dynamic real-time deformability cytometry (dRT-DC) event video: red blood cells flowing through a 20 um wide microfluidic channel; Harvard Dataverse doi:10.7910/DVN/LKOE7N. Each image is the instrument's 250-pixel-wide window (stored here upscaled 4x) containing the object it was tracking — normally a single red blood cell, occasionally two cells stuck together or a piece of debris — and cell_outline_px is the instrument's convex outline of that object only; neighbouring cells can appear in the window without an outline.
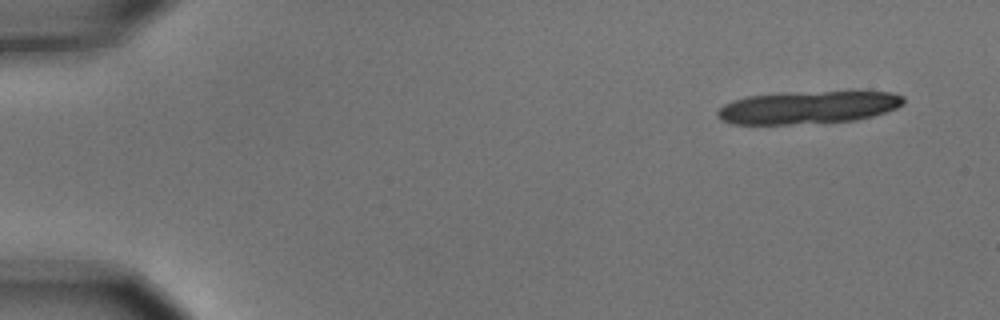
{"species": "common noctule bat (a hibernating species)", "species_latin": "Nyctalus noctula", "temperature_condition": "cold", "stored_images_in_passage": 6, "camera_frame_rate_fps": 3000, "um_per_image_px": 0.085, "animal": {"sex": "male", "body_mass_g": 15.6}, "frame": {"image": 1, "passage_image": 1, "time_ms": 0.0, "image_size_px": [1000, 320], "cell_outline_px": [[904, 104], [896, 108], [872, 116], [856, 120], [788, 124], [732, 124], [720, 120], [716, 116], [716, 112], [724, 104], [732, 100], [748, 96], [784, 92], [892, 92], [904, 96]], "centroid_in_image_um": [68.63, 9.12], "position_along_channel_um": 16.4, "area_um2": 35.43}}
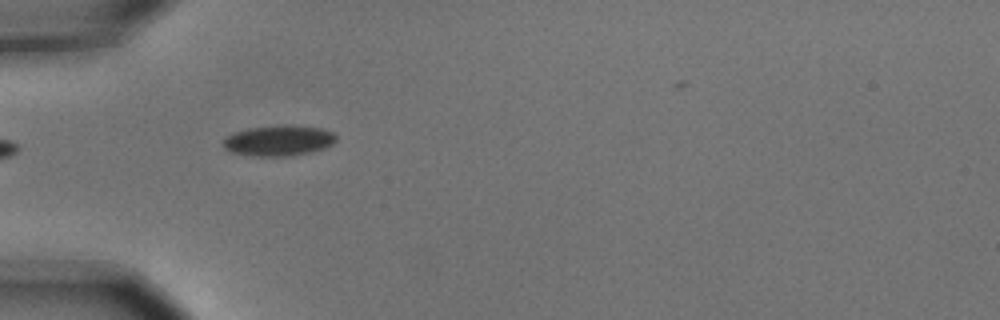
{"frame": {"image": 2, "passage_image": 5, "time_ms": 1.333, "image_size_px": [1000, 320], "cell_outline_px": [[336, 140], [332, 144], [324, 148], [312, 152], [292, 156], [256, 156], [232, 152], [224, 148], [224, 140], [228, 136], [236, 132], [248, 128], [284, 124], [288, 124], [320, 128], [332, 132], [336, 136]], "centroid_in_image_um": [23.72, 11.94], "position_along_channel_um": 61.3, "area_um2": 20.11}}
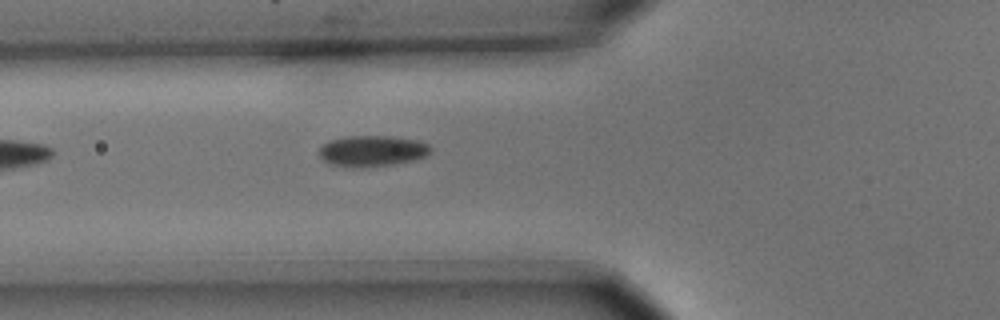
{"frame": {"image": 3, "passage_image": 6, "time_ms": 1.667, "image_size_px": [1000, 320], "cell_outline_px": [[432, 152], [424, 156], [412, 160], [392, 164], [364, 168], [348, 168], [328, 164], [320, 156], [320, 148], [328, 140], [344, 136], [392, 136], [420, 140], [428, 144], [432, 148]], "centroid_in_image_um": [31.62, 12.83], "position_along_channel_um": 94.2, "area_um2": 20.46}}